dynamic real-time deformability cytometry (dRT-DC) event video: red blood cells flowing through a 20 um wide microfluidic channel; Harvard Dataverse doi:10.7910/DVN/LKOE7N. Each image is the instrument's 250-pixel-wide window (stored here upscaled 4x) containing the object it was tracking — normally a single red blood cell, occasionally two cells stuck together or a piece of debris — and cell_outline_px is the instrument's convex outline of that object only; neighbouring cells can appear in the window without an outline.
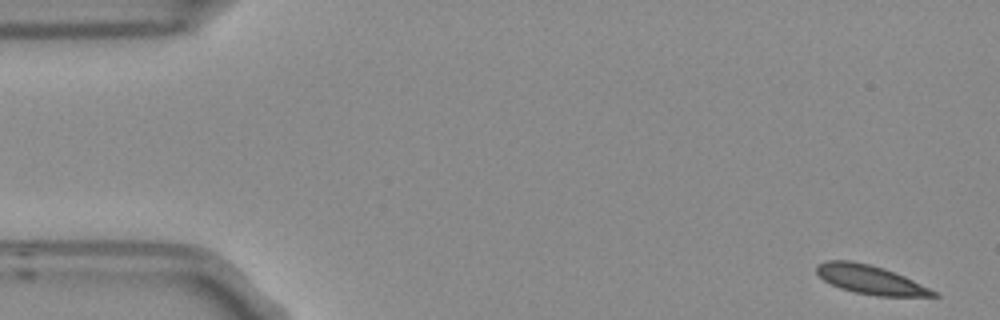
{"species": "Egyptian fruit bat (a non-hibernating species)", "species_latin": "Rousettus aegyptiacus", "temperature_condition": "room temperature", "stored_images_in_passage": 4, "camera_frame_rate_fps": 3000, "um_per_image_px": 0.085, "frame": {"image": 1, "passage_image": 1, "time_ms": 0.0, "image_size_px": [1000, 320], "cell_outline_px": [[940, 296], [876, 296], [856, 292], [840, 288], [824, 280], [816, 272], [816, 264], [828, 260], [848, 260], [868, 264], [884, 268], [904, 276], [936, 292]], "centroid_in_image_um": [73.94, 23.76], "position_along_channel_um": 11.1, "area_um2": 19.31}}